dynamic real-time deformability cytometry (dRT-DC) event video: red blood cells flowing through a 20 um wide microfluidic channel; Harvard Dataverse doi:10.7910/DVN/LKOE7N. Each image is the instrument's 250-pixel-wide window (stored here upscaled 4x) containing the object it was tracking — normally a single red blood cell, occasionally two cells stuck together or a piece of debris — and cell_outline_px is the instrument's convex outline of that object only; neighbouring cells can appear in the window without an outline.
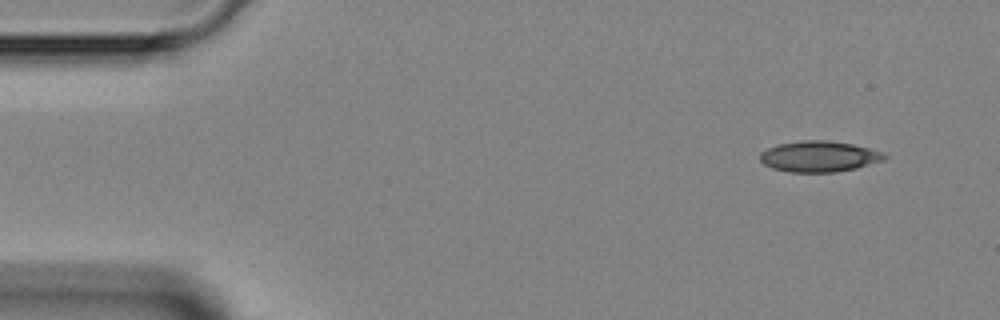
{"species": "Egyptian fruit bat (a non-hibernating species)", "species_latin": "Rousettus aegyptiacus", "temperature_condition": "room temperature", "stored_images_in_passage": 5, "camera_frame_rate_fps": 3000, "um_per_image_px": 0.085, "animal": {"sex": "female"}, "frame": {"image": 1, "passage_image": 1, "time_ms": 0.0, "image_size_px": [1000, 320], "cell_outline_px": [[888, 156], [884, 160], [856, 168], [836, 172], [788, 172], [772, 168], [764, 164], [760, 160], [760, 152], [768, 148], [780, 144], [804, 140], [828, 140], [852, 144], [884, 152]], "centroid_in_image_um": [69.63, 13.3], "position_along_channel_um": 15.4, "area_um2": 22.37}}
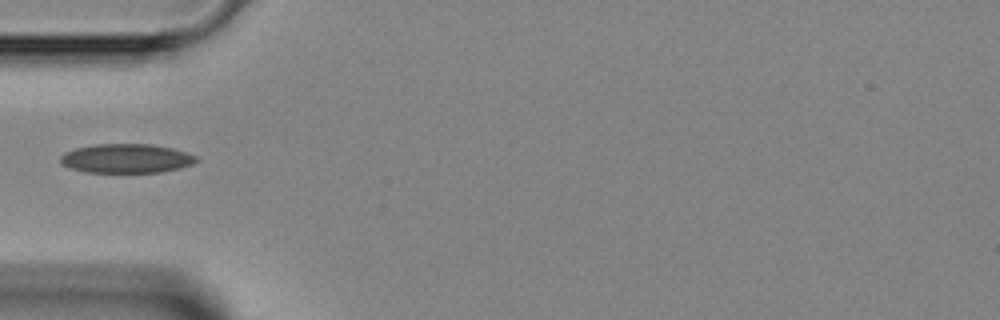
{"frame": {"image": 2, "passage_image": 4, "time_ms": 3.667, "image_size_px": [1000, 320], "cell_outline_px": [[200, 160], [192, 164], [180, 168], [160, 172], [84, 172], [68, 168], [60, 164], [60, 156], [64, 152], [76, 148], [96, 144], [152, 144], [172, 148], [196, 156]], "centroid_in_image_um": [10.7, 13.47], "position_along_channel_um": 74.3, "area_um2": 23.18}}
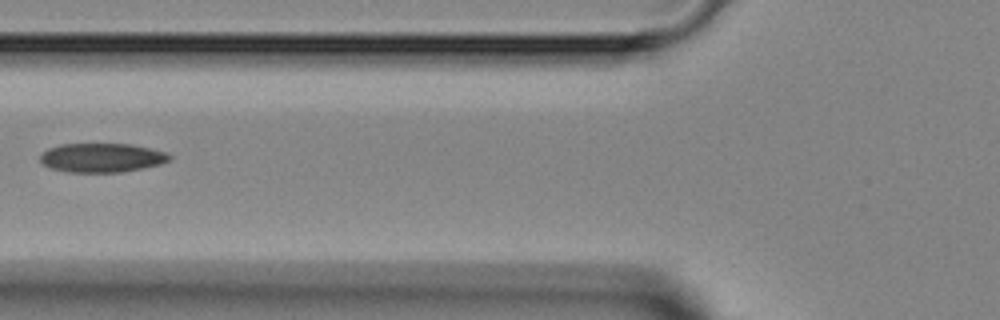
{"frame": {"image": 3, "passage_image": 5, "time_ms": 4.667, "image_size_px": [1000, 320], "cell_outline_px": [[172, 156], [168, 160], [160, 164], [120, 172], [68, 172], [52, 168], [44, 164], [40, 160], [40, 152], [48, 148], [60, 144], [128, 144], [148, 148], [164, 152]], "centroid_in_image_um": [8.59, 13.4], "position_along_channel_um": 117.2, "area_um2": 21.62}}